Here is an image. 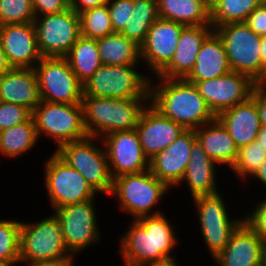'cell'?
<instances>
[{
  "instance_id": "6da1fadb",
  "label": "cell",
  "mask_w": 266,
  "mask_h": 266,
  "mask_svg": "<svg viewBox=\"0 0 266 266\" xmlns=\"http://www.w3.org/2000/svg\"><path fill=\"white\" fill-rule=\"evenodd\" d=\"M120 240L125 266H150L176 260L171 255L178 245L174 227L165 214L142 216L132 220Z\"/></svg>"
},
{
  "instance_id": "7a4b0ae2",
  "label": "cell",
  "mask_w": 266,
  "mask_h": 266,
  "mask_svg": "<svg viewBox=\"0 0 266 266\" xmlns=\"http://www.w3.org/2000/svg\"><path fill=\"white\" fill-rule=\"evenodd\" d=\"M155 77L157 83L150 79L149 104L161 115L192 130L216 119L194 84L185 79Z\"/></svg>"
},
{
  "instance_id": "3957f363",
  "label": "cell",
  "mask_w": 266,
  "mask_h": 266,
  "mask_svg": "<svg viewBox=\"0 0 266 266\" xmlns=\"http://www.w3.org/2000/svg\"><path fill=\"white\" fill-rule=\"evenodd\" d=\"M147 103V104H146ZM149 98L83 96L84 126L89 136L101 139L112 132L135 129Z\"/></svg>"
},
{
  "instance_id": "277c9868",
  "label": "cell",
  "mask_w": 266,
  "mask_h": 266,
  "mask_svg": "<svg viewBox=\"0 0 266 266\" xmlns=\"http://www.w3.org/2000/svg\"><path fill=\"white\" fill-rule=\"evenodd\" d=\"M170 188L150 170L141 173L123 174L113 178L111 196L117 198L119 207L134 220L142 216L158 215L157 203L165 197ZM164 195V196H163Z\"/></svg>"
},
{
  "instance_id": "5b68a950",
  "label": "cell",
  "mask_w": 266,
  "mask_h": 266,
  "mask_svg": "<svg viewBox=\"0 0 266 266\" xmlns=\"http://www.w3.org/2000/svg\"><path fill=\"white\" fill-rule=\"evenodd\" d=\"M213 29L224 44L231 71L246 75L260 85L266 78L262 67L261 37L245 22L224 24Z\"/></svg>"
},
{
  "instance_id": "8992f818",
  "label": "cell",
  "mask_w": 266,
  "mask_h": 266,
  "mask_svg": "<svg viewBox=\"0 0 266 266\" xmlns=\"http://www.w3.org/2000/svg\"><path fill=\"white\" fill-rule=\"evenodd\" d=\"M98 139L88 136L79 141L65 143L54 152L69 166L76 169L96 193L110 195L113 178L103 142ZM94 141H99L102 145L94 144Z\"/></svg>"
},
{
  "instance_id": "52a82bcc",
  "label": "cell",
  "mask_w": 266,
  "mask_h": 266,
  "mask_svg": "<svg viewBox=\"0 0 266 266\" xmlns=\"http://www.w3.org/2000/svg\"><path fill=\"white\" fill-rule=\"evenodd\" d=\"M135 67L102 64L83 84V96L149 98L150 78L153 76H146L136 71Z\"/></svg>"
},
{
  "instance_id": "ba28073f",
  "label": "cell",
  "mask_w": 266,
  "mask_h": 266,
  "mask_svg": "<svg viewBox=\"0 0 266 266\" xmlns=\"http://www.w3.org/2000/svg\"><path fill=\"white\" fill-rule=\"evenodd\" d=\"M32 119L40 136H48L61 145L87 138L82 104L51 103L40 100L32 111Z\"/></svg>"
},
{
  "instance_id": "9c48e42d",
  "label": "cell",
  "mask_w": 266,
  "mask_h": 266,
  "mask_svg": "<svg viewBox=\"0 0 266 266\" xmlns=\"http://www.w3.org/2000/svg\"><path fill=\"white\" fill-rule=\"evenodd\" d=\"M219 192L212 195H200L193 198L200 221L202 239L211 258H215L228 244L232 234L244 222L242 218H230L227 204Z\"/></svg>"
},
{
  "instance_id": "30bf717a",
  "label": "cell",
  "mask_w": 266,
  "mask_h": 266,
  "mask_svg": "<svg viewBox=\"0 0 266 266\" xmlns=\"http://www.w3.org/2000/svg\"><path fill=\"white\" fill-rule=\"evenodd\" d=\"M67 249L61 226L54 214L39 222H21L20 263L75 258Z\"/></svg>"
},
{
  "instance_id": "8fae6325",
  "label": "cell",
  "mask_w": 266,
  "mask_h": 266,
  "mask_svg": "<svg viewBox=\"0 0 266 266\" xmlns=\"http://www.w3.org/2000/svg\"><path fill=\"white\" fill-rule=\"evenodd\" d=\"M44 186L54 209L96 199L86 179L55 152L44 163Z\"/></svg>"
},
{
  "instance_id": "7c38bea8",
  "label": "cell",
  "mask_w": 266,
  "mask_h": 266,
  "mask_svg": "<svg viewBox=\"0 0 266 266\" xmlns=\"http://www.w3.org/2000/svg\"><path fill=\"white\" fill-rule=\"evenodd\" d=\"M34 70L41 100L51 103L82 104L83 84L65 57H42Z\"/></svg>"
},
{
  "instance_id": "4fadbf2b",
  "label": "cell",
  "mask_w": 266,
  "mask_h": 266,
  "mask_svg": "<svg viewBox=\"0 0 266 266\" xmlns=\"http://www.w3.org/2000/svg\"><path fill=\"white\" fill-rule=\"evenodd\" d=\"M95 199L54 209L68 251L74 256L100 240Z\"/></svg>"
},
{
  "instance_id": "5bb4252c",
  "label": "cell",
  "mask_w": 266,
  "mask_h": 266,
  "mask_svg": "<svg viewBox=\"0 0 266 266\" xmlns=\"http://www.w3.org/2000/svg\"><path fill=\"white\" fill-rule=\"evenodd\" d=\"M38 49L42 57H65L80 35V19L72 8L35 17Z\"/></svg>"
},
{
  "instance_id": "9a60e30c",
  "label": "cell",
  "mask_w": 266,
  "mask_h": 266,
  "mask_svg": "<svg viewBox=\"0 0 266 266\" xmlns=\"http://www.w3.org/2000/svg\"><path fill=\"white\" fill-rule=\"evenodd\" d=\"M194 85L216 117L221 112L247 101L257 86L248 76L235 71L217 78L197 81Z\"/></svg>"
},
{
  "instance_id": "2e32d148",
  "label": "cell",
  "mask_w": 266,
  "mask_h": 266,
  "mask_svg": "<svg viewBox=\"0 0 266 266\" xmlns=\"http://www.w3.org/2000/svg\"><path fill=\"white\" fill-rule=\"evenodd\" d=\"M101 140L112 178L149 170V159L143 152L136 129L112 132Z\"/></svg>"
},
{
  "instance_id": "e0dca14e",
  "label": "cell",
  "mask_w": 266,
  "mask_h": 266,
  "mask_svg": "<svg viewBox=\"0 0 266 266\" xmlns=\"http://www.w3.org/2000/svg\"><path fill=\"white\" fill-rule=\"evenodd\" d=\"M178 22L158 18L140 45L141 60L158 75L173 59L182 30Z\"/></svg>"
},
{
  "instance_id": "ac0fdd59",
  "label": "cell",
  "mask_w": 266,
  "mask_h": 266,
  "mask_svg": "<svg viewBox=\"0 0 266 266\" xmlns=\"http://www.w3.org/2000/svg\"><path fill=\"white\" fill-rule=\"evenodd\" d=\"M196 141L195 130L186 129L172 144L149 160L150 172L169 188L178 186Z\"/></svg>"
},
{
  "instance_id": "d6986e66",
  "label": "cell",
  "mask_w": 266,
  "mask_h": 266,
  "mask_svg": "<svg viewBox=\"0 0 266 266\" xmlns=\"http://www.w3.org/2000/svg\"><path fill=\"white\" fill-rule=\"evenodd\" d=\"M0 42L12 68L34 69L42 59L33 22L1 25Z\"/></svg>"
},
{
  "instance_id": "ffe728a7",
  "label": "cell",
  "mask_w": 266,
  "mask_h": 266,
  "mask_svg": "<svg viewBox=\"0 0 266 266\" xmlns=\"http://www.w3.org/2000/svg\"><path fill=\"white\" fill-rule=\"evenodd\" d=\"M145 156L150 160L172 144L186 129L161 115L150 104L142 111L136 126Z\"/></svg>"
},
{
  "instance_id": "44dd1931",
  "label": "cell",
  "mask_w": 266,
  "mask_h": 266,
  "mask_svg": "<svg viewBox=\"0 0 266 266\" xmlns=\"http://www.w3.org/2000/svg\"><path fill=\"white\" fill-rule=\"evenodd\" d=\"M265 246L266 243L243 222L213 260L216 266H259L263 263Z\"/></svg>"
},
{
  "instance_id": "7402d4cb",
  "label": "cell",
  "mask_w": 266,
  "mask_h": 266,
  "mask_svg": "<svg viewBox=\"0 0 266 266\" xmlns=\"http://www.w3.org/2000/svg\"><path fill=\"white\" fill-rule=\"evenodd\" d=\"M213 30L211 25L186 26L181 32L173 59L157 76L185 79L194 67L203 41Z\"/></svg>"
},
{
  "instance_id": "603a6c76",
  "label": "cell",
  "mask_w": 266,
  "mask_h": 266,
  "mask_svg": "<svg viewBox=\"0 0 266 266\" xmlns=\"http://www.w3.org/2000/svg\"><path fill=\"white\" fill-rule=\"evenodd\" d=\"M40 100L34 69L11 68L0 76V101L24 106L32 112Z\"/></svg>"
},
{
  "instance_id": "cb8c5ba5",
  "label": "cell",
  "mask_w": 266,
  "mask_h": 266,
  "mask_svg": "<svg viewBox=\"0 0 266 266\" xmlns=\"http://www.w3.org/2000/svg\"><path fill=\"white\" fill-rule=\"evenodd\" d=\"M227 129L238 149L256 140L262 126L256 101H247L221 112L216 117Z\"/></svg>"
},
{
  "instance_id": "d4e9b609",
  "label": "cell",
  "mask_w": 266,
  "mask_h": 266,
  "mask_svg": "<svg viewBox=\"0 0 266 266\" xmlns=\"http://www.w3.org/2000/svg\"><path fill=\"white\" fill-rule=\"evenodd\" d=\"M230 71L224 44L213 30L203 41L194 67L185 80L195 84L197 81H205L223 76Z\"/></svg>"
},
{
  "instance_id": "484cf974",
  "label": "cell",
  "mask_w": 266,
  "mask_h": 266,
  "mask_svg": "<svg viewBox=\"0 0 266 266\" xmlns=\"http://www.w3.org/2000/svg\"><path fill=\"white\" fill-rule=\"evenodd\" d=\"M218 165L207 155L202 146L196 141L191 150L190 161L179 186L186 183L191 198L200 195L218 193L216 170Z\"/></svg>"
},
{
  "instance_id": "4316f807",
  "label": "cell",
  "mask_w": 266,
  "mask_h": 266,
  "mask_svg": "<svg viewBox=\"0 0 266 266\" xmlns=\"http://www.w3.org/2000/svg\"><path fill=\"white\" fill-rule=\"evenodd\" d=\"M198 143L202 146L207 155L219 166L234 165L238 148L227 129L216 118L210 123L195 129Z\"/></svg>"
},
{
  "instance_id": "83f0119b",
  "label": "cell",
  "mask_w": 266,
  "mask_h": 266,
  "mask_svg": "<svg viewBox=\"0 0 266 266\" xmlns=\"http://www.w3.org/2000/svg\"><path fill=\"white\" fill-rule=\"evenodd\" d=\"M159 18L184 26L211 25L210 0H157Z\"/></svg>"
},
{
  "instance_id": "f1b7e54d",
  "label": "cell",
  "mask_w": 266,
  "mask_h": 266,
  "mask_svg": "<svg viewBox=\"0 0 266 266\" xmlns=\"http://www.w3.org/2000/svg\"><path fill=\"white\" fill-rule=\"evenodd\" d=\"M97 45L103 65H138L141 61L140 46L121 33L98 38Z\"/></svg>"
},
{
  "instance_id": "f546056e",
  "label": "cell",
  "mask_w": 266,
  "mask_h": 266,
  "mask_svg": "<svg viewBox=\"0 0 266 266\" xmlns=\"http://www.w3.org/2000/svg\"><path fill=\"white\" fill-rule=\"evenodd\" d=\"M65 58L82 84L102 65L97 39L83 36L72 45Z\"/></svg>"
},
{
  "instance_id": "4dcf8cb0",
  "label": "cell",
  "mask_w": 266,
  "mask_h": 266,
  "mask_svg": "<svg viewBox=\"0 0 266 266\" xmlns=\"http://www.w3.org/2000/svg\"><path fill=\"white\" fill-rule=\"evenodd\" d=\"M39 141L32 117L23 123L0 131V154L16 158L30 151Z\"/></svg>"
},
{
  "instance_id": "1f68e13d",
  "label": "cell",
  "mask_w": 266,
  "mask_h": 266,
  "mask_svg": "<svg viewBox=\"0 0 266 266\" xmlns=\"http://www.w3.org/2000/svg\"><path fill=\"white\" fill-rule=\"evenodd\" d=\"M158 18L157 0H133V11L120 33L140 46Z\"/></svg>"
},
{
  "instance_id": "d6a6232c",
  "label": "cell",
  "mask_w": 266,
  "mask_h": 266,
  "mask_svg": "<svg viewBox=\"0 0 266 266\" xmlns=\"http://www.w3.org/2000/svg\"><path fill=\"white\" fill-rule=\"evenodd\" d=\"M261 0H210V21L213 28L245 22Z\"/></svg>"
},
{
  "instance_id": "836d02e7",
  "label": "cell",
  "mask_w": 266,
  "mask_h": 266,
  "mask_svg": "<svg viewBox=\"0 0 266 266\" xmlns=\"http://www.w3.org/2000/svg\"><path fill=\"white\" fill-rule=\"evenodd\" d=\"M80 35L98 39L114 33L108 4L79 13Z\"/></svg>"
},
{
  "instance_id": "e575fe53",
  "label": "cell",
  "mask_w": 266,
  "mask_h": 266,
  "mask_svg": "<svg viewBox=\"0 0 266 266\" xmlns=\"http://www.w3.org/2000/svg\"><path fill=\"white\" fill-rule=\"evenodd\" d=\"M20 229V221L0 220V264L2 266L20 264Z\"/></svg>"
},
{
  "instance_id": "d590c367",
  "label": "cell",
  "mask_w": 266,
  "mask_h": 266,
  "mask_svg": "<svg viewBox=\"0 0 266 266\" xmlns=\"http://www.w3.org/2000/svg\"><path fill=\"white\" fill-rule=\"evenodd\" d=\"M266 160V151L255 140L247 146L238 149V154L232 171L241 178V180L249 179Z\"/></svg>"
},
{
  "instance_id": "8d00e7d4",
  "label": "cell",
  "mask_w": 266,
  "mask_h": 266,
  "mask_svg": "<svg viewBox=\"0 0 266 266\" xmlns=\"http://www.w3.org/2000/svg\"><path fill=\"white\" fill-rule=\"evenodd\" d=\"M35 17L31 0H0V26L31 23Z\"/></svg>"
},
{
  "instance_id": "74e56055",
  "label": "cell",
  "mask_w": 266,
  "mask_h": 266,
  "mask_svg": "<svg viewBox=\"0 0 266 266\" xmlns=\"http://www.w3.org/2000/svg\"><path fill=\"white\" fill-rule=\"evenodd\" d=\"M32 112L24 106L0 101V131L28 121Z\"/></svg>"
},
{
  "instance_id": "f35d334b",
  "label": "cell",
  "mask_w": 266,
  "mask_h": 266,
  "mask_svg": "<svg viewBox=\"0 0 266 266\" xmlns=\"http://www.w3.org/2000/svg\"><path fill=\"white\" fill-rule=\"evenodd\" d=\"M107 4L113 31L120 33L133 11V0H109Z\"/></svg>"
},
{
  "instance_id": "ab89813d",
  "label": "cell",
  "mask_w": 266,
  "mask_h": 266,
  "mask_svg": "<svg viewBox=\"0 0 266 266\" xmlns=\"http://www.w3.org/2000/svg\"><path fill=\"white\" fill-rule=\"evenodd\" d=\"M243 216L247 226L266 243V198L256 203L252 213Z\"/></svg>"
},
{
  "instance_id": "60d3db41",
  "label": "cell",
  "mask_w": 266,
  "mask_h": 266,
  "mask_svg": "<svg viewBox=\"0 0 266 266\" xmlns=\"http://www.w3.org/2000/svg\"><path fill=\"white\" fill-rule=\"evenodd\" d=\"M36 17L59 13L70 8V0H31Z\"/></svg>"
},
{
  "instance_id": "b9f144b4",
  "label": "cell",
  "mask_w": 266,
  "mask_h": 266,
  "mask_svg": "<svg viewBox=\"0 0 266 266\" xmlns=\"http://www.w3.org/2000/svg\"><path fill=\"white\" fill-rule=\"evenodd\" d=\"M245 23L258 36H266V3H261L247 17Z\"/></svg>"
},
{
  "instance_id": "7bdbcfd3",
  "label": "cell",
  "mask_w": 266,
  "mask_h": 266,
  "mask_svg": "<svg viewBox=\"0 0 266 266\" xmlns=\"http://www.w3.org/2000/svg\"><path fill=\"white\" fill-rule=\"evenodd\" d=\"M251 97L256 101L261 124L266 125V90L260 85H257L254 88Z\"/></svg>"
},
{
  "instance_id": "ee69618b",
  "label": "cell",
  "mask_w": 266,
  "mask_h": 266,
  "mask_svg": "<svg viewBox=\"0 0 266 266\" xmlns=\"http://www.w3.org/2000/svg\"><path fill=\"white\" fill-rule=\"evenodd\" d=\"M109 0H70V8L77 14L108 3Z\"/></svg>"
},
{
  "instance_id": "f6af8a7d",
  "label": "cell",
  "mask_w": 266,
  "mask_h": 266,
  "mask_svg": "<svg viewBox=\"0 0 266 266\" xmlns=\"http://www.w3.org/2000/svg\"><path fill=\"white\" fill-rule=\"evenodd\" d=\"M74 258H56L48 260L33 261L27 266H74Z\"/></svg>"
},
{
  "instance_id": "bcb514c9",
  "label": "cell",
  "mask_w": 266,
  "mask_h": 266,
  "mask_svg": "<svg viewBox=\"0 0 266 266\" xmlns=\"http://www.w3.org/2000/svg\"><path fill=\"white\" fill-rule=\"evenodd\" d=\"M250 178L259 180V182H262L264 187H266V160L262 163L260 167H258L257 171Z\"/></svg>"
},
{
  "instance_id": "7dc6e473",
  "label": "cell",
  "mask_w": 266,
  "mask_h": 266,
  "mask_svg": "<svg viewBox=\"0 0 266 266\" xmlns=\"http://www.w3.org/2000/svg\"><path fill=\"white\" fill-rule=\"evenodd\" d=\"M12 67L9 65L2 44L0 42V76L9 71Z\"/></svg>"
},
{
  "instance_id": "c3c4849f",
  "label": "cell",
  "mask_w": 266,
  "mask_h": 266,
  "mask_svg": "<svg viewBox=\"0 0 266 266\" xmlns=\"http://www.w3.org/2000/svg\"><path fill=\"white\" fill-rule=\"evenodd\" d=\"M256 140L260 143V146L266 151V125L260 127V131L256 137Z\"/></svg>"
},
{
  "instance_id": "681fc988",
  "label": "cell",
  "mask_w": 266,
  "mask_h": 266,
  "mask_svg": "<svg viewBox=\"0 0 266 266\" xmlns=\"http://www.w3.org/2000/svg\"><path fill=\"white\" fill-rule=\"evenodd\" d=\"M260 50L262 57V67L266 72V36L261 37Z\"/></svg>"
},
{
  "instance_id": "f907efd6",
  "label": "cell",
  "mask_w": 266,
  "mask_h": 266,
  "mask_svg": "<svg viewBox=\"0 0 266 266\" xmlns=\"http://www.w3.org/2000/svg\"><path fill=\"white\" fill-rule=\"evenodd\" d=\"M150 266H179L175 260H169L164 263L154 264Z\"/></svg>"
},
{
  "instance_id": "816d5d0a",
  "label": "cell",
  "mask_w": 266,
  "mask_h": 266,
  "mask_svg": "<svg viewBox=\"0 0 266 266\" xmlns=\"http://www.w3.org/2000/svg\"><path fill=\"white\" fill-rule=\"evenodd\" d=\"M263 264L266 266V246H265L264 254H263Z\"/></svg>"
},
{
  "instance_id": "f5cc1de1",
  "label": "cell",
  "mask_w": 266,
  "mask_h": 266,
  "mask_svg": "<svg viewBox=\"0 0 266 266\" xmlns=\"http://www.w3.org/2000/svg\"><path fill=\"white\" fill-rule=\"evenodd\" d=\"M260 86L266 90V78L264 79V81L260 84Z\"/></svg>"
}]
</instances>
